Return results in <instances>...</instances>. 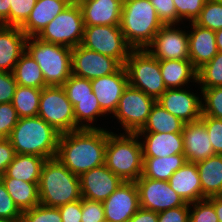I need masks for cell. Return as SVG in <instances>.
Here are the masks:
<instances>
[{
	"mask_svg": "<svg viewBox=\"0 0 222 222\" xmlns=\"http://www.w3.org/2000/svg\"><path fill=\"white\" fill-rule=\"evenodd\" d=\"M124 67L131 87L156 100L167 90L160 72L159 60L146 49L132 50Z\"/></svg>",
	"mask_w": 222,
	"mask_h": 222,
	"instance_id": "52a82bcc",
	"label": "cell"
},
{
	"mask_svg": "<svg viewBox=\"0 0 222 222\" xmlns=\"http://www.w3.org/2000/svg\"><path fill=\"white\" fill-rule=\"evenodd\" d=\"M81 45L116 59L122 66L133 50L126 42L119 25L85 26Z\"/></svg>",
	"mask_w": 222,
	"mask_h": 222,
	"instance_id": "30bf717a",
	"label": "cell"
},
{
	"mask_svg": "<svg viewBox=\"0 0 222 222\" xmlns=\"http://www.w3.org/2000/svg\"><path fill=\"white\" fill-rule=\"evenodd\" d=\"M38 116L60 134L75 131L74 107L62 86L41 89Z\"/></svg>",
	"mask_w": 222,
	"mask_h": 222,
	"instance_id": "ba28073f",
	"label": "cell"
},
{
	"mask_svg": "<svg viewBox=\"0 0 222 222\" xmlns=\"http://www.w3.org/2000/svg\"><path fill=\"white\" fill-rule=\"evenodd\" d=\"M69 6H80L84 0H63Z\"/></svg>",
	"mask_w": 222,
	"mask_h": 222,
	"instance_id": "6f0895ef",
	"label": "cell"
},
{
	"mask_svg": "<svg viewBox=\"0 0 222 222\" xmlns=\"http://www.w3.org/2000/svg\"><path fill=\"white\" fill-rule=\"evenodd\" d=\"M41 89L17 85L12 105L19 118L38 116Z\"/></svg>",
	"mask_w": 222,
	"mask_h": 222,
	"instance_id": "836d02e7",
	"label": "cell"
},
{
	"mask_svg": "<svg viewBox=\"0 0 222 222\" xmlns=\"http://www.w3.org/2000/svg\"><path fill=\"white\" fill-rule=\"evenodd\" d=\"M119 26L128 45L142 50L152 43L163 23L150 0H125Z\"/></svg>",
	"mask_w": 222,
	"mask_h": 222,
	"instance_id": "7a4b0ae2",
	"label": "cell"
},
{
	"mask_svg": "<svg viewBox=\"0 0 222 222\" xmlns=\"http://www.w3.org/2000/svg\"><path fill=\"white\" fill-rule=\"evenodd\" d=\"M189 222L219 221L214 206L207 199H204L190 204Z\"/></svg>",
	"mask_w": 222,
	"mask_h": 222,
	"instance_id": "7bdbcfd3",
	"label": "cell"
},
{
	"mask_svg": "<svg viewBox=\"0 0 222 222\" xmlns=\"http://www.w3.org/2000/svg\"><path fill=\"white\" fill-rule=\"evenodd\" d=\"M173 2L177 11V25H180L179 23L182 24L187 19L188 22H194L207 0H173Z\"/></svg>",
	"mask_w": 222,
	"mask_h": 222,
	"instance_id": "ab89813d",
	"label": "cell"
},
{
	"mask_svg": "<svg viewBox=\"0 0 222 222\" xmlns=\"http://www.w3.org/2000/svg\"><path fill=\"white\" fill-rule=\"evenodd\" d=\"M108 130L79 129L60 134L56 158L73 174L105 164Z\"/></svg>",
	"mask_w": 222,
	"mask_h": 222,
	"instance_id": "6da1fadb",
	"label": "cell"
},
{
	"mask_svg": "<svg viewBox=\"0 0 222 222\" xmlns=\"http://www.w3.org/2000/svg\"><path fill=\"white\" fill-rule=\"evenodd\" d=\"M81 222H106L103 203L82 198Z\"/></svg>",
	"mask_w": 222,
	"mask_h": 222,
	"instance_id": "7dc6e473",
	"label": "cell"
},
{
	"mask_svg": "<svg viewBox=\"0 0 222 222\" xmlns=\"http://www.w3.org/2000/svg\"><path fill=\"white\" fill-rule=\"evenodd\" d=\"M194 23L214 32L222 29V3L207 0Z\"/></svg>",
	"mask_w": 222,
	"mask_h": 222,
	"instance_id": "d590c367",
	"label": "cell"
},
{
	"mask_svg": "<svg viewBox=\"0 0 222 222\" xmlns=\"http://www.w3.org/2000/svg\"><path fill=\"white\" fill-rule=\"evenodd\" d=\"M13 75L17 85L42 89L46 87L43 73L38 63L25 51L15 64Z\"/></svg>",
	"mask_w": 222,
	"mask_h": 222,
	"instance_id": "1f68e13d",
	"label": "cell"
},
{
	"mask_svg": "<svg viewBox=\"0 0 222 222\" xmlns=\"http://www.w3.org/2000/svg\"><path fill=\"white\" fill-rule=\"evenodd\" d=\"M186 162L197 163L216 155L201 120L185 123L182 131Z\"/></svg>",
	"mask_w": 222,
	"mask_h": 222,
	"instance_id": "d6986e66",
	"label": "cell"
},
{
	"mask_svg": "<svg viewBox=\"0 0 222 222\" xmlns=\"http://www.w3.org/2000/svg\"><path fill=\"white\" fill-rule=\"evenodd\" d=\"M100 108L107 114H114L120 97L129 85L127 72L121 66L115 73L90 80Z\"/></svg>",
	"mask_w": 222,
	"mask_h": 222,
	"instance_id": "ac0fdd59",
	"label": "cell"
},
{
	"mask_svg": "<svg viewBox=\"0 0 222 222\" xmlns=\"http://www.w3.org/2000/svg\"><path fill=\"white\" fill-rule=\"evenodd\" d=\"M159 62L160 72L167 89L184 88L190 82L197 83V70L190 59L159 60Z\"/></svg>",
	"mask_w": 222,
	"mask_h": 222,
	"instance_id": "484cf974",
	"label": "cell"
},
{
	"mask_svg": "<svg viewBox=\"0 0 222 222\" xmlns=\"http://www.w3.org/2000/svg\"><path fill=\"white\" fill-rule=\"evenodd\" d=\"M22 212L15 205L13 199L0 179V218L8 222H20Z\"/></svg>",
	"mask_w": 222,
	"mask_h": 222,
	"instance_id": "b9f144b4",
	"label": "cell"
},
{
	"mask_svg": "<svg viewBox=\"0 0 222 222\" xmlns=\"http://www.w3.org/2000/svg\"><path fill=\"white\" fill-rule=\"evenodd\" d=\"M197 84L199 89L222 86V52L197 70Z\"/></svg>",
	"mask_w": 222,
	"mask_h": 222,
	"instance_id": "e575fe53",
	"label": "cell"
},
{
	"mask_svg": "<svg viewBox=\"0 0 222 222\" xmlns=\"http://www.w3.org/2000/svg\"><path fill=\"white\" fill-rule=\"evenodd\" d=\"M197 94L186 88H172L167 89L157 102L184 123L196 122L202 116V100Z\"/></svg>",
	"mask_w": 222,
	"mask_h": 222,
	"instance_id": "9a60e30c",
	"label": "cell"
},
{
	"mask_svg": "<svg viewBox=\"0 0 222 222\" xmlns=\"http://www.w3.org/2000/svg\"><path fill=\"white\" fill-rule=\"evenodd\" d=\"M163 25H177V11L173 0H150Z\"/></svg>",
	"mask_w": 222,
	"mask_h": 222,
	"instance_id": "bcb514c9",
	"label": "cell"
},
{
	"mask_svg": "<svg viewBox=\"0 0 222 222\" xmlns=\"http://www.w3.org/2000/svg\"><path fill=\"white\" fill-rule=\"evenodd\" d=\"M123 182L103 164L80 176L81 196L88 200L103 202Z\"/></svg>",
	"mask_w": 222,
	"mask_h": 222,
	"instance_id": "e0dca14e",
	"label": "cell"
},
{
	"mask_svg": "<svg viewBox=\"0 0 222 222\" xmlns=\"http://www.w3.org/2000/svg\"><path fill=\"white\" fill-rule=\"evenodd\" d=\"M60 133L39 116L19 118L9 140L16 154L54 158L58 151Z\"/></svg>",
	"mask_w": 222,
	"mask_h": 222,
	"instance_id": "3957f363",
	"label": "cell"
},
{
	"mask_svg": "<svg viewBox=\"0 0 222 222\" xmlns=\"http://www.w3.org/2000/svg\"><path fill=\"white\" fill-rule=\"evenodd\" d=\"M106 222H128L140 208L135 182H123L103 202Z\"/></svg>",
	"mask_w": 222,
	"mask_h": 222,
	"instance_id": "2e32d148",
	"label": "cell"
},
{
	"mask_svg": "<svg viewBox=\"0 0 222 222\" xmlns=\"http://www.w3.org/2000/svg\"><path fill=\"white\" fill-rule=\"evenodd\" d=\"M137 133L108 131L105 165L125 182H135L142 176L143 153Z\"/></svg>",
	"mask_w": 222,
	"mask_h": 222,
	"instance_id": "5b68a950",
	"label": "cell"
},
{
	"mask_svg": "<svg viewBox=\"0 0 222 222\" xmlns=\"http://www.w3.org/2000/svg\"><path fill=\"white\" fill-rule=\"evenodd\" d=\"M190 204L174 207L158 213V222H189Z\"/></svg>",
	"mask_w": 222,
	"mask_h": 222,
	"instance_id": "c3c4849f",
	"label": "cell"
},
{
	"mask_svg": "<svg viewBox=\"0 0 222 222\" xmlns=\"http://www.w3.org/2000/svg\"><path fill=\"white\" fill-rule=\"evenodd\" d=\"M185 163L184 154H175L162 158H143L142 176L153 180L169 181L171 175Z\"/></svg>",
	"mask_w": 222,
	"mask_h": 222,
	"instance_id": "f546056e",
	"label": "cell"
},
{
	"mask_svg": "<svg viewBox=\"0 0 222 222\" xmlns=\"http://www.w3.org/2000/svg\"><path fill=\"white\" fill-rule=\"evenodd\" d=\"M137 135L142 145L143 158L184 154L182 133H137Z\"/></svg>",
	"mask_w": 222,
	"mask_h": 222,
	"instance_id": "ffe728a7",
	"label": "cell"
},
{
	"mask_svg": "<svg viewBox=\"0 0 222 222\" xmlns=\"http://www.w3.org/2000/svg\"><path fill=\"white\" fill-rule=\"evenodd\" d=\"M135 184L141 208L159 213L185 204L184 200L171 188L168 181L153 180L141 176L135 181Z\"/></svg>",
	"mask_w": 222,
	"mask_h": 222,
	"instance_id": "4fadbf2b",
	"label": "cell"
},
{
	"mask_svg": "<svg viewBox=\"0 0 222 222\" xmlns=\"http://www.w3.org/2000/svg\"><path fill=\"white\" fill-rule=\"evenodd\" d=\"M123 1L84 0L80 4L84 25H120Z\"/></svg>",
	"mask_w": 222,
	"mask_h": 222,
	"instance_id": "603a6c76",
	"label": "cell"
},
{
	"mask_svg": "<svg viewBox=\"0 0 222 222\" xmlns=\"http://www.w3.org/2000/svg\"><path fill=\"white\" fill-rule=\"evenodd\" d=\"M108 116L101 108L97 98L75 99V131L79 129H102L93 123L97 117Z\"/></svg>",
	"mask_w": 222,
	"mask_h": 222,
	"instance_id": "d6a6232c",
	"label": "cell"
},
{
	"mask_svg": "<svg viewBox=\"0 0 222 222\" xmlns=\"http://www.w3.org/2000/svg\"><path fill=\"white\" fill-rule=\"evenodd\" d=\"M202 187V200L222 196V155H214L197 162Z\"/></svg>",
	"mask_w": 222,
	"mask_h": 222,
	"instance_id": "4316f807",
	"label": "cell"
},
{
	"mask_svg": "<svg viewBox=\"0 0 222 222\" xmlns=\"http://www.w3.org/2000/svg\"><path fill=\"white\" fill-rule=\"evenodd\" d=\"M16 86L13 72L0 71V104L12 102Z\"/></svg>",
	"mask_w": 222,
	"mask_h": 222,
	"instance_id": "681fc988",
	"label": "cell"
},
{
	"mask_svg": "<svg viewBox=\"0 0 222 222\" xmlns=\"http://www.w3.org/2000/svg\"><path fill=\"white\" fill-rule=\"evenodd\" d=\"M27 38L20 27L0 25V71L13 72L26 51Z\"/></svg>",
	"mask_w": 222,
	"mask_h": 222,
	"instance_id": "44dd1931",
	"label": "cell"
},
{
	"mask_svg": "<svg viewBox=\"0 0 222 222\" xmlns=\"http://www.w3.org/2000/svg\"><path fill=\"white\" fill-rule=\"evenodd\" d=\"M199 91H201L199 93L202 100V116L222 120V86L201 89Z\"/></svg>",
	"mask_w": 222,
	"mask_h": 222,
	"instance_id": "74e56055",
	"label": "cell"
},
{
	"mask_svg": "<svg viewBox=\"0 0 222 222\" xmlns=\"http://www.w3.org/2000/svg\"><path fill=\"white\" fill-rule=\"evenodd\" d=\"M188 30L189 59L193 67L198 70L208 63L218 52L216 47L215 32L189 22Z\"/></svg>",
	"mask_w": 222,
	"mask_h": 222,
	"instance_id": "7402d4cb",
	"label": "cell"
},
{
	"mask_svg": "<svg viewBox=\"0 0 222 222\" xmlns=\"http://www.w3.org/2000/svg\"><path fill=\"white\" fill-rule=\"evenodd\" d=\"M216 47L219 52H222V29L215 31Z\"/></svg>",
	"mask_w": 222,
	"mask_h": 222,
	"instance_id": "9f6ffc18",
	"label": "cell"
},
{
	"mask_svg": "<svg viewBox=\"0 0 222 222\" xmlns=\"http://www.w3.org/2000/svg\"><path fill=\"white\" fill-rule=\"evenodd\" d=\"M37 0H10L9 26L21 27L35 6Z\"/></svg>",
	"mask_w": 222,
	"mask_h": 222,
	"instance_id": "60d3db41",
	"label": "cell"
},
{
	"mask_svg": "<svg viewBox=\"0 0 222 222\" xmlns=\"http://www.w3.org/2000/svg\"><path fill=\"white\" fill-rule=\"evenodd\" d=\"M62 222H81L82 199L59 206Z\"/></svg>",
	"mask_w": 222,
	"mask_h": 222,
	"instance_id": "f907efd6",
	"label": "cell"
},
{
	"mask_svg": "<svg viewBox=\"0 0 222 222\" xmlns=\"http://www.w3.org/2000/svg\"><path fill=\"white\" fill-rule=\"evenodd\" d=\"M210 137V142L215 154L222 155V120L209 116H201Z\"/></svg>",
	"mask_w": 222,
	"mask_h": 222,
	"instance_id": "f6af8a7d",
	"label": "cell"
},
{
	"mask_svg": "<svg viewBox=\"0 0 222 222\" xmlns=\"http://www.w3.org/2000/svg\"><path fill=\"white\" fill-rule=\"evenodd\" d=\"M7 192L21 212L40 204L38 194L39 182H26L11 177H0Z\"/></svg>",
	"mask_w": 222,
	"mask_h": 222,
	"instance_id": "83f0119b",
	"label": "cell"
},
{
	"mask_svg": "<svg viewBox=\"0 0 222 222\" xmlns=\"http://www.w3.org/2000/svg\"><path fill=\"white\" fill-rule=\"evenodd\" d=\"M46 159L36 155L16 154L1 177H11L26 182H39Z\"/></svg>",
	"mask_w": 222,
	"mask_h": 222,
	"instance_id": "f1b7e54d",
	"label": "cell"
},
{
	"mask_svg": "<svg viewBox=\"0 0 222 222\" xmlns=\"http://www.w3.org/2000/svg\"><path fill=\"white\" fill-rule=\"evenodd\" d=\"M207 200L214 206L218 221L222 222V196L210 197Z\"/></svg>",
	"mask_w": 222,
	"mask_h": 222,
	"instance_id": "11a10c76",
	"label": "cell"
},
{
	"mask_svg": "<svg viewBox=\"0 0 222 222\" xmlns=\"http://www.w3.org/2000/svg\"><path fill=\"white\" fill-rule=\"evenodd\" d=\"M40 204L65 205L82 199L80 177L71 173L56 157L46 159L38 183Z\"/></svg>",
	"mask_w": 222,
	"mask_h": 222,
	"instance_id": "277c9868",
	"label": "cell"
},
{
	"mask_svg": "<svg viewBox=\"0 0 222 222\" xmlns=\"http://www.w3.org/2000/svg\"><path fill=\"white\" fill-rule=\"evenodd\" d=\"M19 120L12 103L0 104V139L9 138Z\"/></svg>",
	"mask_w": 222,
	"mask_h": 222,
	"instance_id": "ee69618b",
	"label": "cell"
},
{
	"mask_svg": "<svg viewBox=\"0 0 222 222\" xmlns=\"http://www.w3.org/2000/svg\"><path fill=\"white\" fill-rule=\"evenodd\" d=\"M214 1L219 2V3H222V0H214Z\"/></svg>",
	"mask_w": 222,
	"mask_h": 222,
	"instance_id": "91938a15",
	"label": "cell"
},
{
	"mask_svg": "<svg viewBox=\"0 0 222 222\" xmlns=\"http://www.w3.org/2000/svg\"><path fill=\"white\" fill-rule=\"evenodd\" d=\"M16 155L10 140L0 139V177L5 174V171L9 164L13 161Z\"/></svg>",
	"mask_w": 222,
	"mask_h": 222,
	"instance_id": "816d5d0a",
	"label": "cell"
},
{
	"mask_svg": "<svg viewBox=\"0 0 222 222\" xmlns=\"http://www.w3.org/2000/svg\"><path fill=\"white\" fill-rule=\"evenodd\" d=\"M26 51L38 63L47 86H62L72 75V49L28 37Z\"/></svg>",
	"mask_w": 222,
	"mask_h": 222,
	"instance_id": "8992f818",
	"label": "cell"
},
{
	"mask_svg": "<svg viewBox=\"0 0 222 222\" xmlns=\"http://www.w3.org/2000/svg\"><path fill=\"white\" fill-rule=\"evenodd\" d=\"M0 222H8V221L0 218Z\"/></svg>",
	"mask_w": 222,
	"mask_h": 222,
	"instance_id": "680465c9",
	"label": "cell"
},
{
	"mask_svg": "<svg viewBox=\"0 0 222 222\" xmlns=\"http://www.w3.org/2000/svg\"><path fill=\"white\" fill-rule=\"evenodd\" d=\"M72 74L92 80L115 73L122 65L114 58L82 46L72 48Z\"/></svg>",
	"mask_w": 222,
	"mask_h": 222,
	"instance_id": "5bb4252c",
	"label": "cell"
},
{
	"mask_svg": "<svg viewBox=\"0 0 222 222\" xmlns=\"http://www.w3.org/2000/svg\"><path fill=\"white\" fill-rule=\"evenodd\" d=\"M10 0H0V25L9 26Z\"/></svg>",
	"mask_w": 222,
	"mask_h": 222,
	"instance_id": "db71d44e",
	"label": "cell"
},
{
	"mask_svg": "<svg viewBox=\"0 0 222 222\" xmlns=\"http://www.w3.org/2000/svg\"><path fill=\"white\" fill-rule=\"evenodd\" d=\"M156 101L143 91L128 85L112 117L122 125L124 133H137L145 125Z\"/></svg>",
	"mask_w": 222,
	"mask_h": 222,
	"instance_id": "8fae6325",
	"label": "cell"
},
{
	"mask_svg": "<svg viewBox=\"0 0 222 222\" xmlns=\"http://www.w3.org/2000/svg\"><path fill=\"white\" fill-rule=\"evenodd\" d=\"M67 98L75 106V99L96 98L90 80L71 75L62 85Z\"/></svg>",
	"mask_w": 222,
	"mask_h": 222,
	"instance_id": "8d00e7d4",
	"label": "cell"
},
{
	"mask_svg": "<svg viewBox=\"0 0 222 222\" xmlns=\"http://www.w3.org/2000/svg\"><path fill=\"white\" fill-rule=\"evenodd\" d=\"M67 6L63 0H37L30 16L20 29L27 37H37Z\"/></svg>",
	"mask_w": 222,
	"mask_h": 222,
	"instance_id": "d4e9b609",
	"label": "cell"
},
{
	"mask_svg": "<svg viewBox=\"0 0 222 222\" xmlns=\"http://www.w3.org/2000/svg\"><path fill=\"white\" fill-rule=\"evenodd\" d=\"M186 31L179 25H163L146 50L158 60L189 59V39Z\"/></svg>",
	"mask_w": 222,
	"mask_h": 222,
	"instance_id": "7c38bea8",
	"label": "cell"
},
{
	"mask_svg": "<svg viewBox=\"0 0 222 222\" xmlns=\"http://www.w3.org/2000/svg\"><path fill=\"white\" fill-rule=\"evenodd\" d=\"M84 28L81 7L68 5L46 25L37 38L72 49L82 43Z\"/></svg>",
	"mask_w": 222,
	"mask_h": 222,
	"instance_id": "9c48e42d",
	"label": "cell"
},
{
	"mask_svg": "<svg viewBox=\"0 0 222 222\" xmlns=\"http://www.w3.org/2000/svg\"><path fill=\"white\" fill-rule=\"evenodd\" d=\"M168 182L185 203L202 200V187L196 163L186 162L171 175Z\"/></svg>",
	"mask_w": 222,
	"mask_h": 222,
	"instance_id": "cb8c5ba5",
	"label": "cell"
},
{
	"mask_svg": "<svg viewBox=\"0 0 222 222\" xmlns=\"http://www.w3.org/2000/svg\"><path fill=\"white\" fill-rule=\"evenodd\" d=\"M185 123L166 111L157 101L143 128L137 133H182Z\"/></svg>",
	"mask_w": 222,
	"mask_h": 222,
	"instance_id": "4dcf8cb0",
	"label": "cell"
},
{
	"mask_svg": "<svg viewBox=\"0 0 222 222\" xmlns=\"http://www.w3.org/2000/svg\"><path fill=\"white\" fill-rule=\"evenodd\" d=\"M128 222H158V213L140 207Z\"/></svg>",
	"mask_w": 222,
	"mask_h": 222,
	"instance_id": "f5cc1de1",
	"label": "cell"
},
{
	"mask_svg": "<svg viewBox=\"0 0 222 222\" xmlns=\"http://www.w3.org/2000/svg\"><path fill=\"white\" fill-rule=\"evenodd\" d=\"M20 222H62L59 208L42 204L22 212Z\"/></svg>",
	"mask_w": 222,
	"mask_h": 222,
	"instance_id": "f35d334b",
	"label": "cell"
}]
</instances>
